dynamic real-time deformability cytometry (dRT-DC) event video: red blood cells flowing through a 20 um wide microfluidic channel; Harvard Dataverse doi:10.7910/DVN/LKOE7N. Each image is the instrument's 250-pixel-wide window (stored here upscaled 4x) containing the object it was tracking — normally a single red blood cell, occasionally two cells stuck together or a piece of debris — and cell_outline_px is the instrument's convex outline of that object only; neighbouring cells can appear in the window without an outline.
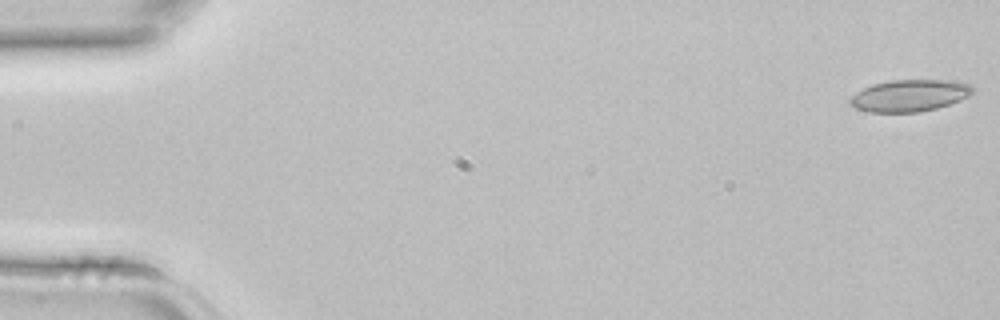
{"species": "common noctule bat (a hibernating species)", "species_latin": "Nyctalus noctula", "temperature_condition": "room temperature", "stored_images_in_passage": 3, "camera_frame_rate_fps": 3000, "um_per_image_px": 0.085, "animal": {"sex": "female", "body_mass_g": 22.7, "forearm_length_mm": 54.2}, "frame": {"image": 1, "passage_image": 1, "time_ms": 0.0, "image_size_px": [1000, 320], "cell_outline_px": [[972, 92], [968, 96], [960, 100], [936, 108], [920, 112], [868, 112], [856, 108], [848, 104], [848, 100], [856, 92], [872, 84], [888, 80], [948, 80], [968, 84], [972, 88]], "centroid_in_image_um": [77.25, 8.12], "position_along_channel_um": 7.7, "area_um2": 22.66}}